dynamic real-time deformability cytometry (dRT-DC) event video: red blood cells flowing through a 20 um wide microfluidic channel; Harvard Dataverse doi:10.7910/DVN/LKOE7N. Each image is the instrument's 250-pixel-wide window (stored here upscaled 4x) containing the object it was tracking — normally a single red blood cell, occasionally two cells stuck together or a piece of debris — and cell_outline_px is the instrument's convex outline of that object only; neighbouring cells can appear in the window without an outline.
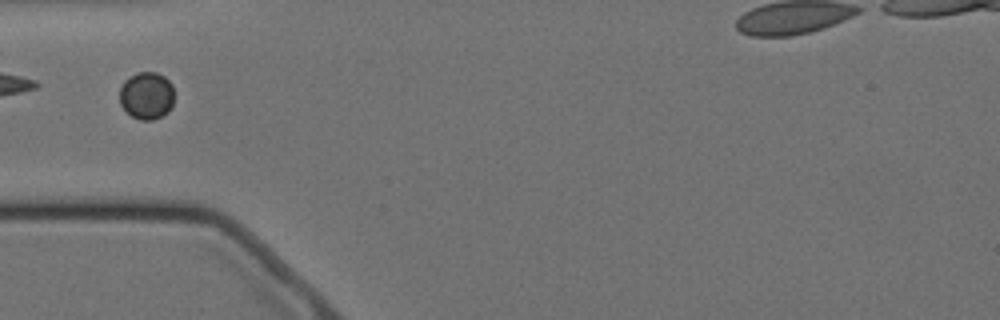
{"species": "Egyptian fruit bat (a non-hibernating species)", "species_latin": "Rousettus aegyptiacus", "temperature_condition": "cold", "stored_images_in_passage": 15, "segment_of_instrument_passage": [1, 2], "camera_frame_rate_fps": 3000, "um_per_image_px": 0.085, "animal": {"sex": "female"}, "frame": {"image": 1, "passage_image": 4, "time_ms": 4.333, "image_size_px": [1000, 320], "cell_outline_px": [[172, 108], [168, 112], [152, 120], [140, 120], [132, 116], [120, 104], [120, 88], [124, 80], [128, 76], [136, 72], [156, 72], [164, 76], [172, 84]], "centroid_in_image_um": [12.45, 8.1], "position_along_channel_um": 72.6, "area_um2": 15.09}}
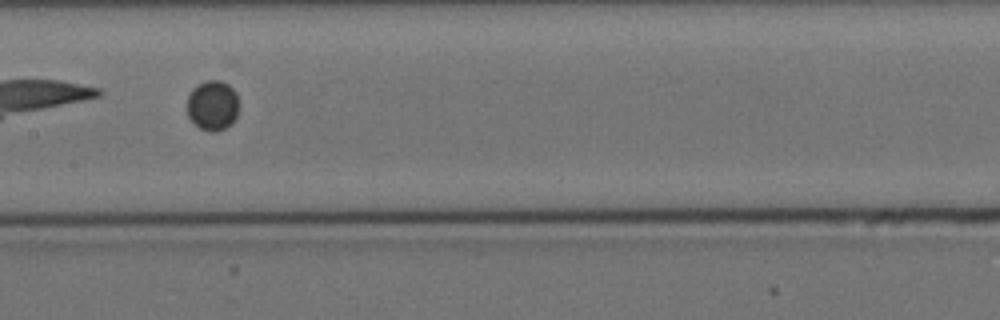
{"frame": {"image": 2, "passage_image": 7, "time_ms": 7.667, "image_size_px": [1000, 320], "cell_outline_px": [[240, 104], [236, 120], [232, 124], [216, 132], [212, 132], [200, 128], [188, 116], [188, 96], [192, 88], [204, 80], [220, 80], [228, 84], [236, 92]], "centroid_in_image_um": [18.12, 8.95], "position_along_channel_um": 189.3, "area_um2": 15.37}}
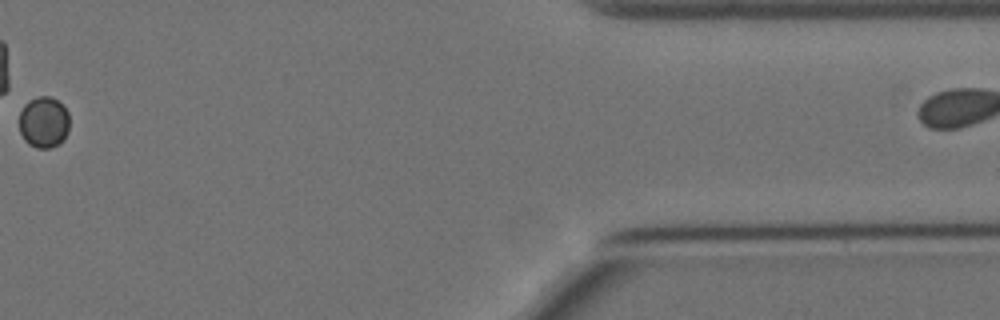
{"frame": {"image": 3, "passage_image": 13, "time_ms": 15.667, "image_size_px": [1000, 320], "cell_outline_px": [[68, 132], [64, 140], [48, 148], [36, 148], [28, 144], [24, 140], [20, 132], [20, 112], [24, 104], [28, 100], [40, 96], [48, 96], [56, 100], [68, 112]], "centroid_in_image_um": [3.7, 10.39], "position_along_channel_um": 407.7, "area_um2": 14.91}}